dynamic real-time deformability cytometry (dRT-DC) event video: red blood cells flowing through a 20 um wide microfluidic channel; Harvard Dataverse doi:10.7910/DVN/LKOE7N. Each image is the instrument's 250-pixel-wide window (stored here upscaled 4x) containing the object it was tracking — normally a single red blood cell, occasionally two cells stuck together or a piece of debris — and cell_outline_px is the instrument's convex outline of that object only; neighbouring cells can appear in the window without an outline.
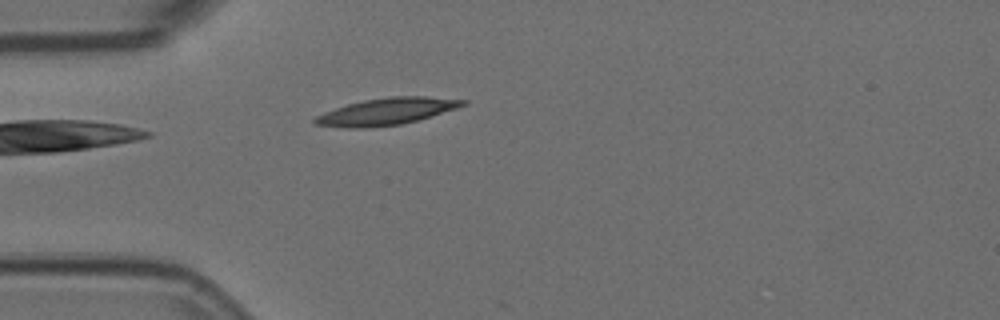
{"species": "Egyptian fruit bat (a non-hibernating species)", "species_latin": "Rousettus aegyptiacus", "temperature_condition": "room temperature", "stored_images_in_passage": 3, "camera_frame_rate_fps": 3000, "um_per_image_px": 0.085, "animal": {"sex": "female"}, "frame": {"image": 1, "passage_image": 3, "time_ms": 0.667, "image_size_px": [1000, 320], "cell_outline_px": [[468, 104], [456, 108], [416, 120], [400, 124], [364, 128], [348, 128], [312, 124], [312, 120], [316, 116], [324, 112], [348, 104], [364, 100], [388, 96], [424, 96], [468, 100]], "centroid_in_image_um": [32.83, 9.47], "position_along_channel_um": 52.2, "area_um2": 22.95}}